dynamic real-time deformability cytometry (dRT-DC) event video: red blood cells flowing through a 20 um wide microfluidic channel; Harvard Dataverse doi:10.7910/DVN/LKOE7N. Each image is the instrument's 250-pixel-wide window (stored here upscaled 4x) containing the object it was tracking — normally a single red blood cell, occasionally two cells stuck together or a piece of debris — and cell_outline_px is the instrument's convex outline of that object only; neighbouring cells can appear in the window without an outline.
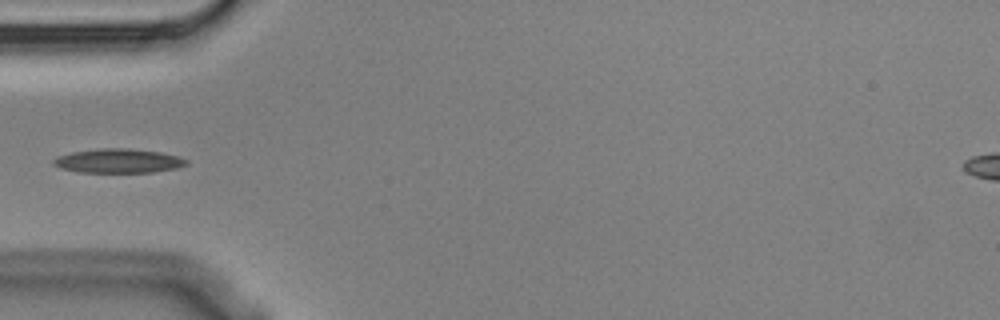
{"species": "Egyptian fruit bat (a non-hibernating species)", "species_latin": "Rousettus aegyptiacus", "temperature_condition": "cold", "stored_images_in_passage": 5, "camera_frame_rate_fps": 3000, "um_per_image_px": 0.085, "animal": {"sex": "male"}, "frame": {"image": 1, "passage_image": 5, "time_ms": 1.333, "image_size_px": [1000, 320], "cell_outline_px": [[188, 164], [176, 168], [152, 172], [80, 172], [60, 168], [52, 164], [52, 160], [56, 156], [72, 152], [104, 148], [124, 148], [160, 152], [176, 156], [188, 160]], "centroid_in_image_um": [10.02, 13.67], "position_along_channel_um": 75.0, "area_um2": 18.55}}